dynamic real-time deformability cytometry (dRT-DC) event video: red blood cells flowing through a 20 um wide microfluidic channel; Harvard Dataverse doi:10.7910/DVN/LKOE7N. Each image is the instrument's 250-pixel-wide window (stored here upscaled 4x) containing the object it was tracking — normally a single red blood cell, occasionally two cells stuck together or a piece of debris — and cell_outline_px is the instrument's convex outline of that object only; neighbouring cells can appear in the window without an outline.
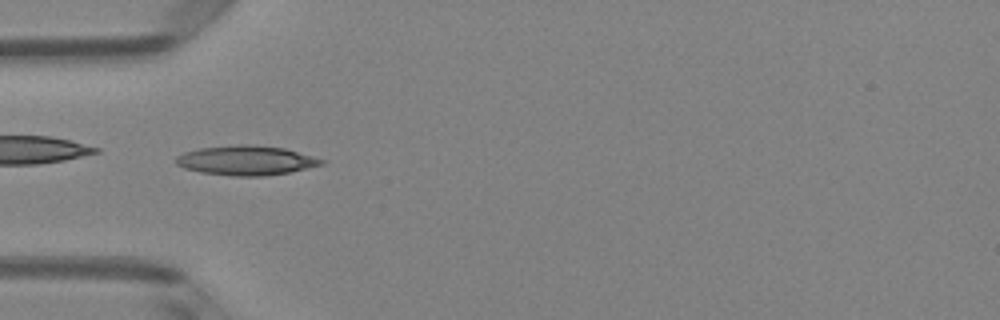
{"species": "Egyptian fruit bat (a non-hibernating species)", "species_latin": "Rousettus aegyptiacus", "temperature_condition": "room temperature", "stored_images_in_passage": 35, "camera_frame_rate_fps": 3000, "um_per_image_px": 0.085, "animal": {"sex": "female"}, "frame": {"image": 1, "passage_image": 1, "time_ms": 0.0, "image_size_px": [1000, 320], "cell_outline_px": [[324, 164], [288, 172], [264, 176], [232, 176], [200, 172], [184, 168], [176, 164], [176, 156], [184, 152], [200, 148], [236, 144], [248, 144], [284, 148], [312, 156], [324, 160]], "centroid_in_image_um": [20.88, 13.63], "position_along_channel_um": 64.1, "area_um2": 24.91}}
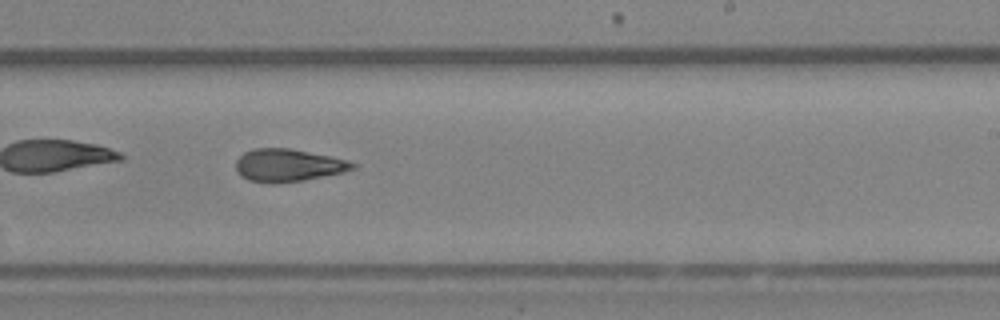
{"frame": {"image": 2, "passage_image": 16, "time_ms": 5.0, "image_size_px": [1000, 320], "cell_outline_px": [[356, 168], [344, 172], [304, 180], [272, 184], [248, 180], [240, 176], [236, 168], [236, 160], [244, 152], [252, 148], [288, 148], [348, 160], [356, 164]], "centroid_in_image_um": [24.46, 14.06], "position_along_channel_um": 264.5, "area_um2": 22.2}}
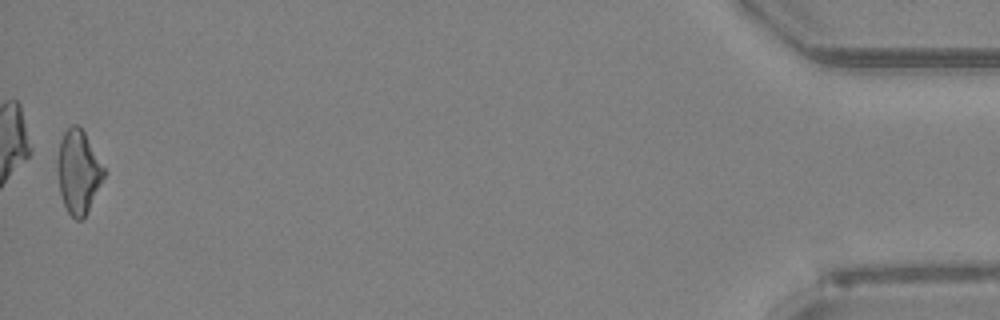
{"frame": {"image": 3, "passage_image": 35, "time_ms": 11.333, "image_size_px": [1000, 320], "cell_outline_px": [[104, 176], [84, 220], [76, 220], [68, 212], [64, 204], [60, 192], [56, 168], [56, 160], [60, 140], [64, 132], [72, 124], [76, 124], [84, 132], [104, 168]], "centroid_in_image_um": [6.62, 14.62], "position_along_channel_um": 428.6, "area_um2": 22.43}, "authors_computed_cell_mechanics": {"area_um2": 22.1374, "velocity_mm_per_s": 4.036, "shape_relaxation_time_tau1_ms": null, "shape_relaxation_time_tau2_ms": 2.455, "deformation_change_tau1": null, "deformation_change_tau2": 0.0975}}